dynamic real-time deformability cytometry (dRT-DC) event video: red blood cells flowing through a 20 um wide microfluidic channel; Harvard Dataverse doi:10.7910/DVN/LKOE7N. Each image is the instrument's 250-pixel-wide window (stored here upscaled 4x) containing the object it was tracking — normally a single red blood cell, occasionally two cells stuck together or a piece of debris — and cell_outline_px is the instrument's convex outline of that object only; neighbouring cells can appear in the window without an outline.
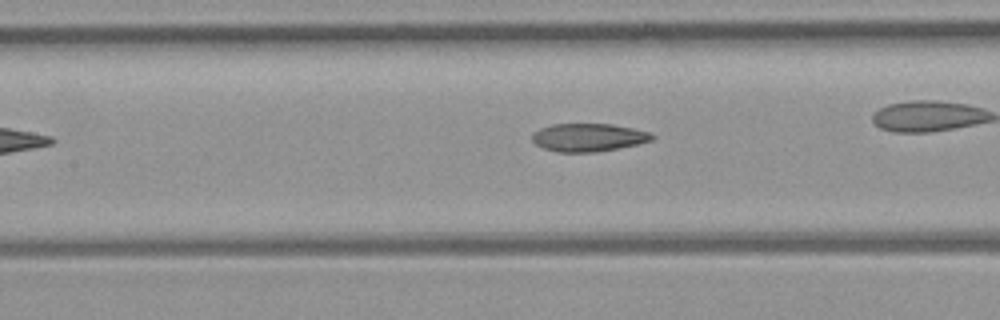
{"species": "common noctule bat (a hibernating species)", "species_latin": "Nyctalus noctula", "temperature_condition": "room temperature", "stored_images_in_passage": 5, "camera_frame_rate_fps": 3000, "um_per_image_px": 0.085, "animal": {"sex": "female", "body_mass_g": 21.9}, "frame": {"image": 1, "passage_image": 4, "time_ms": 3.333, "image_size_px": [1000, 320], "cell_outline_px": [[656, 136], [652, 140], [636, 144], [596, 152], [556, 152], [544, 148], [536, 144], [532, 140], [532, 132], [540, 128], [552, 124], [612, 124], [632, 128], [648, 132]], "centroid_in_image_um": [49.98, 11.68], "position_along_channel_um": 157.4, "area_um2": 19.48}}